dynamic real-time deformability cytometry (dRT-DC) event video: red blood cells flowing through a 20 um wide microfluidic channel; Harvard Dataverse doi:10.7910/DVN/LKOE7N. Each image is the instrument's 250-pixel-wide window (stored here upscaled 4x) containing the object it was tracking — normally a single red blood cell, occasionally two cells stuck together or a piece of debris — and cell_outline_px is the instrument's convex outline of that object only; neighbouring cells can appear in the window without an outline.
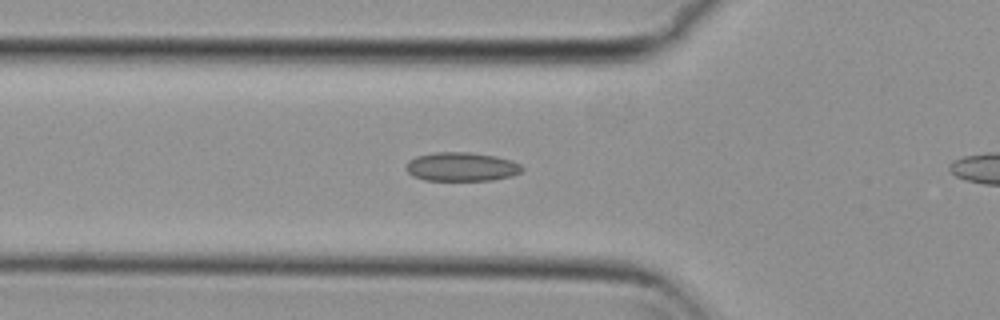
{"species": "common noctule bat (a hibernating species)", "species_latin": "Nyctalus noctula", "temperature_condition": "cold", "stored_images_in_passage": 5, "camera_frame_rate_fps": 3000, "um_per_image_px": 0.085, "animal": {"sex": "female", "body_mass_g": 29.2, "forearm_length_mm": 56.3}, "frame": {"image": 1, "passage_image": 3, "time_ms": 0.667, "image_size_px": [1000, 320], "cell_outline_px": [[524, 168], [520, 172], [512, 176], [492, 180], [424, 180], [412, 176], [404, 168], [408, 160], [416, 156], [436, 152], [468, 152], [496, 156], [512, 160], [520, 164]], "centroid_in_image_um": [39.21, 14.17], "position_along_channel_um": 86.6, "area_um2": 19.65}}